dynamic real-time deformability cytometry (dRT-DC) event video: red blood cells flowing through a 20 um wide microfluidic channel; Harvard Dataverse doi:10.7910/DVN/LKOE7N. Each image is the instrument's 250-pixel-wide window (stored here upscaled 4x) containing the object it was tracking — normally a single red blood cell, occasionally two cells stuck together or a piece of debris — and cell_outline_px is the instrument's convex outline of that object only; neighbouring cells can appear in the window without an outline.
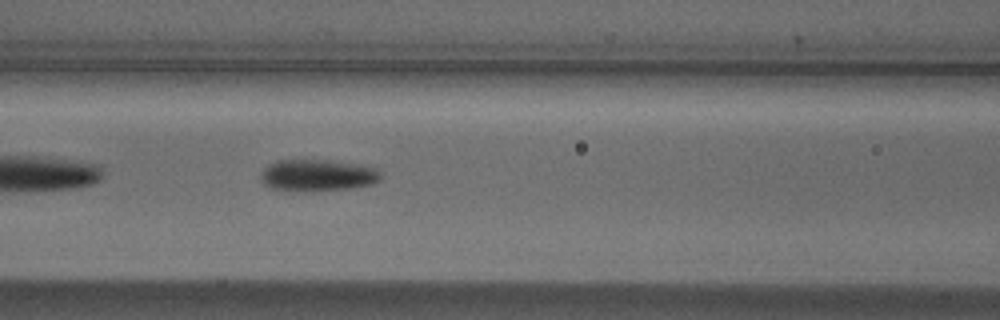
{"species": "Egyptian fruit bat (a non-hibernating species)", "species_latin": "Rousettus aegyptiacus", "temperature_condition": "cold", "stored_images_in_passage": 19, "camera_frame_rate_fps": 3000, "um_per_image_px": 0.085, "animal": {"sex": "male"}, "frame": {"image": 1, "passage_image": 6, "time_ms": 1.667, "image_size_px": [1000, 320], "cell_outline_px": [[380, 180], [372, 184], [348, 188], [272, 188], [264, 184], [260, 180], [260, 172], [268, 164], [276, 160], [328, 160], [356, 164], [376, 168], [380, 172]], "centroid_in_image_um": [26.98, 14.84], "position_along_channel_um": 139.6, "area_um2": 21.15}}
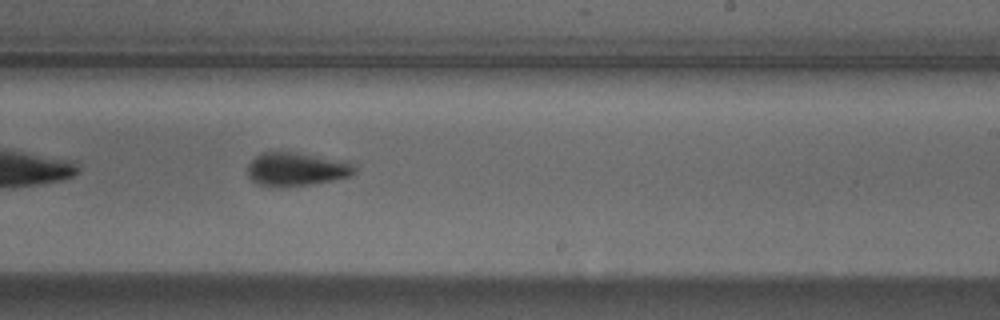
{"frame": {"image": 2, "passage_image": 16, "time_ms": 5.0, "image_size_px": [1000, 320], "cell_outline_px": [[356, 172], [348, 176], [332, 180], [312, 184], [280, 188], [256, 184], [248, 176], [248, 164], [260, 152], [300, 152], [348, 160], [356, 168]], "centroid_in_image_um": [25.2, 14.37], "position_along_channel_um": 263.8, "area_um2": 21.39}}